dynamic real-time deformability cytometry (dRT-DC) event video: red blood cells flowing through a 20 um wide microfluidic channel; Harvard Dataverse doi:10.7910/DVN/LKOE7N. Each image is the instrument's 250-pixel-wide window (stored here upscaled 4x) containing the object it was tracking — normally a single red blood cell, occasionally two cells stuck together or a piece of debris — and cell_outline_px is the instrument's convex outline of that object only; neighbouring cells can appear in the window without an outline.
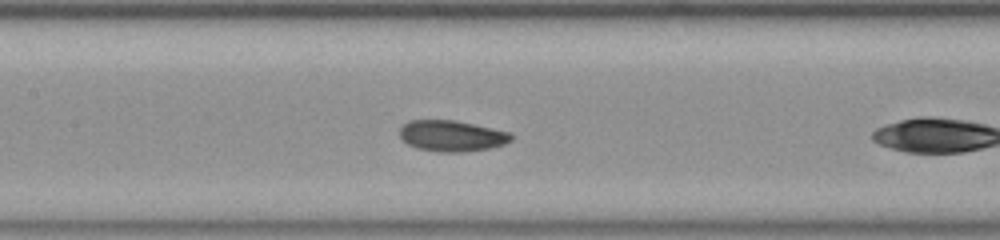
{"species": "common noctule bat (a hibernating species)", "species_latin": "Nyctalus noctula", "temperature_condition": "room temperature", "stored_images_in_passage": 14, "camera_frame_rate_fps": 3000, "um_per_image_px": 0.085, "animal": {"sex": "female", "body_mass_g": 23.0, "forearm_length_mm": 53.4}, "frame": {"image": 1, "passage_image": 10, "time_ms": 3.0, "image_size_px": [1000, 240], "cell_outline_px": [[512, 140], [504, 144], [488, 148], [460, 152], [440, 152], [416, 148], [400, 140], [400, 128], [408, 120], [456, 120], [508, 132], [512, 136]], "centroid_in_image_um": [38.34, 11.55], "position_along_channel_um": 169.1, "area_um2": 20.06}}